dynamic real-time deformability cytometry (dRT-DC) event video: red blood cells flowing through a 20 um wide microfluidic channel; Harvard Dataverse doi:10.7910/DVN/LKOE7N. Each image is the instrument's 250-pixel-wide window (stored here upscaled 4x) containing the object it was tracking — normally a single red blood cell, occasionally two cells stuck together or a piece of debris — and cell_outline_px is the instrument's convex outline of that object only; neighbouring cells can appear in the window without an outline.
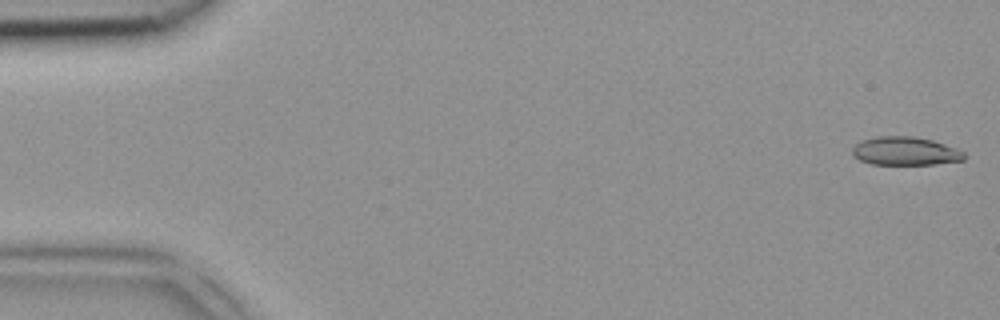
{"species": "common noctule bat (a hibernating species)", "species_latin": "Nyctalus noctula", "temperature_condition": "room temperature", "stored_images_in_passage": 47, "camera_frame_rate_fps": 3000, "um_per_image_px": 0.085, "animal": {"sex": "female", "body_mass_g": 18.4}, "frame": {"image": 1, "passage_image": 1, "time_ms": 0.0, "image_size_px": [1000, 320], "cell_outline_px": [[964, 160], [936, 164], [872, 164], [860, 160], [852, 156], [852, 148], [856, 144], [864, 140], [876, 136], [912, 136], [932, 140], [956, 148], [964, 152]], "centroid_in_image_um": [76.93, 12.84], "position_along_channel_um": 8.1, "area_um2": 18.44}}
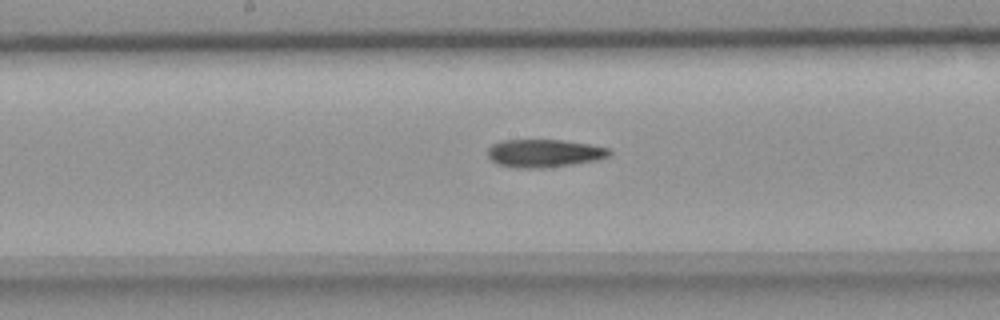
{"frame": {"image": 2, "passage_image": 24, "time_ms": 7.667, "image_size_px": [1000, 320], "cell_outline_px": [[612, 152], [608, 156], [596, 160], [544, 168], [516, 168], [500, 164], [492, 160], [488, 156], [488, 148], [492, 144], [500, 140], [560, 140], [588, 144], [608, 148]], "centroid_in_image_um": [46.23, 13.02], "position_along_channel_um": 202.0, "area_um2": 19.59}}
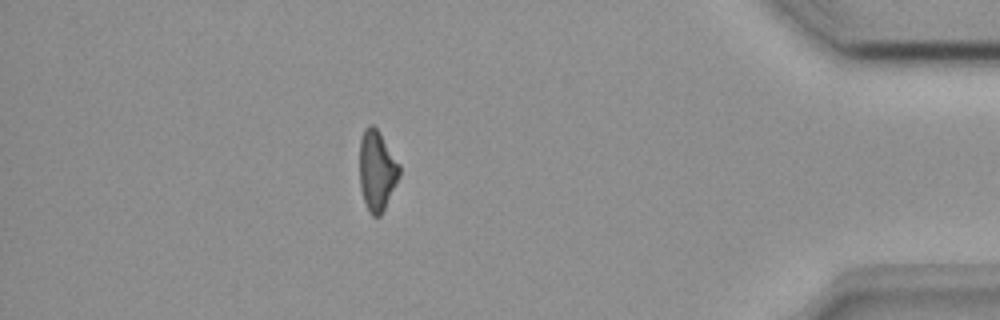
{"frame": {"image": 3, "passage_image": 41, "time_ms": 13.333, "image_size_px": [1000, 320], "cell_outline_px": [[400, 176], [380, 216], [372, 216], [364, 200], [360, 188], [360, 140], [364, 128], [368, 124], [372, 124], [380, 132], [400, 164]], "centroid_in_image_um": [32.04, 14.45], "position_along_channel_um": 403.2, "area_um2": 18.55}}